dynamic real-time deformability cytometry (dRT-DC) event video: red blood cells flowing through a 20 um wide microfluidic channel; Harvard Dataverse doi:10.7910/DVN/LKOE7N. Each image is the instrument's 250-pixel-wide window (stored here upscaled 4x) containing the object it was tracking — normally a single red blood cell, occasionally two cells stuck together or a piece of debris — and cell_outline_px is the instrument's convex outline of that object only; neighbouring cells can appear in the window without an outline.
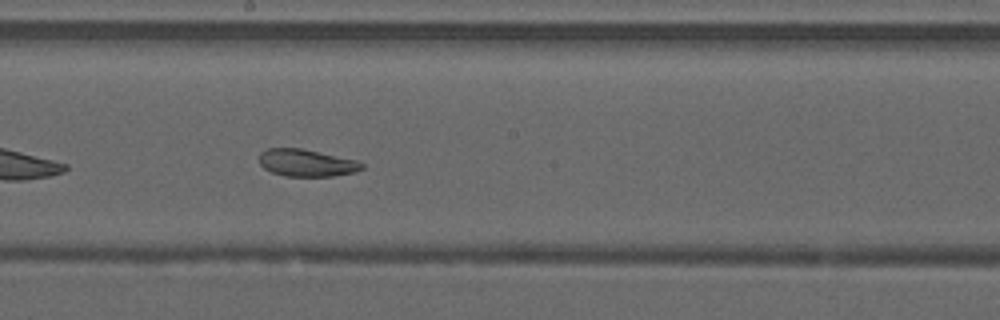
{"species": "common noctule bat (a hibernating species)", "species_latin": "Nyctalus noctula", "temperature_condition": "warm", "stored_images_in_passage": 30, "camera_frame_rate_fps": 3000, "um_per_image_px": 0.085, "animal": {"sex": "male", "forearm_length_mm": 52.5}, "frame": {"image": 1, "passage_image": 13, "time_ms": 4.0, "image_size_px": [1000, 320], "cell_outline_px": [[364, 168], [356, 172], [332, 176], [284, 176], [272, 172], [264, 168], [260, 164], [260, 152], [268, 148], [300, 148], [356, 160], [364, 164]], "centroid_in_image_um": [26.06, 13.85], "position_along_channel_um": 222.1, "area_um2": 16.18}}
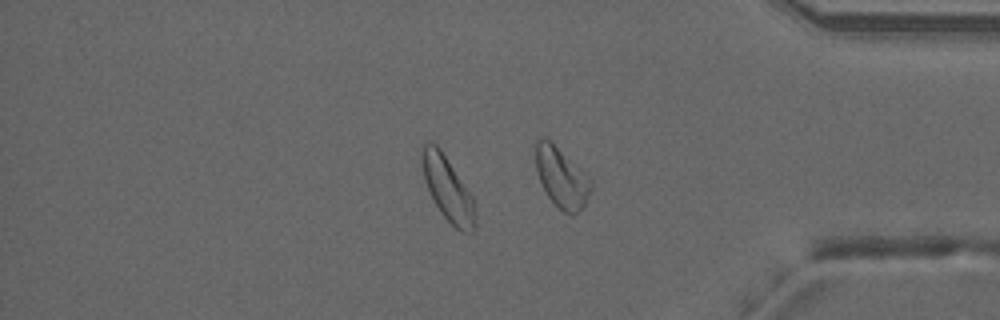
{"frame": {"image": 2, "passage_image": 26, "time_ms": 8.333, "image_size_px": [1000, 320], "cell_outline_px": [[476, 224], [472, 232], [460, 232], [440, 212], [424, 180], [420, 164], [420, 144], [432, 140], [440, 148], [472, 196], [476, 216]], "centroid_in_image_um": [38.01, 15.98], "position_along_channel_um": 397.2, "area_um2": 20.06}, "authors_computed_cell_mechanics": {"area_um2": 18.0047, "velocity_mm_per_s": 4.1677, "shape_relaxation_time_tau1_ms": null, "shape_relaxation_time_tau2_ms": 2.6968, "deformation_change_tau1": null, "deformation_change_tau2": 0.0825}}